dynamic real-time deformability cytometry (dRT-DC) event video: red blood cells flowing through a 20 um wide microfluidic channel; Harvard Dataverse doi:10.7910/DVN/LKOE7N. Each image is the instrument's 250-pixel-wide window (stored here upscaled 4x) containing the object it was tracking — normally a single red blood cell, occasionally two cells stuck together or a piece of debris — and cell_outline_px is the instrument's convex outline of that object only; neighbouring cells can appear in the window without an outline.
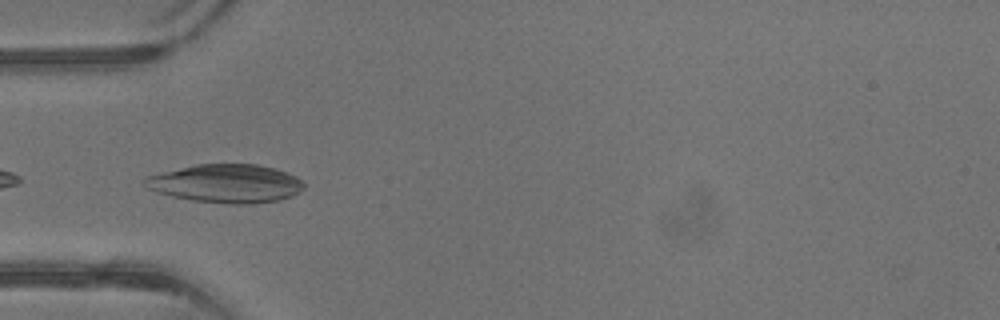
{"species": "common noctule bat (a hibernating species)", "species_latin": "Nyctalus noctula", "temperature_condition": "warm", "stored_images_in_passage": 41, "camera_frame_rate_fps": 3000, "um_per_image_px": 0.085, "animal": {"sex": "male", "body_mass_g": 13.3}, "frame": {"image": 1, "passage_image": 13, "time_ms": 4.0, "image_size_px": [1000, 320], "cell_outline_px": [[304, 188], [300, 192], [292, 196], [280, 200], [248, 204], [228, 204], [192, 200], [172, 196], [156, 192], [148, 188], [144, 180], [144, 176], [196, 164], [256, 164], [272, 168], [296, 176], [304, 184]], "centroid_in_image_um": [19.21, 15.6], "position_along_channel_um": 65.8, "area_um2": 35.55}}
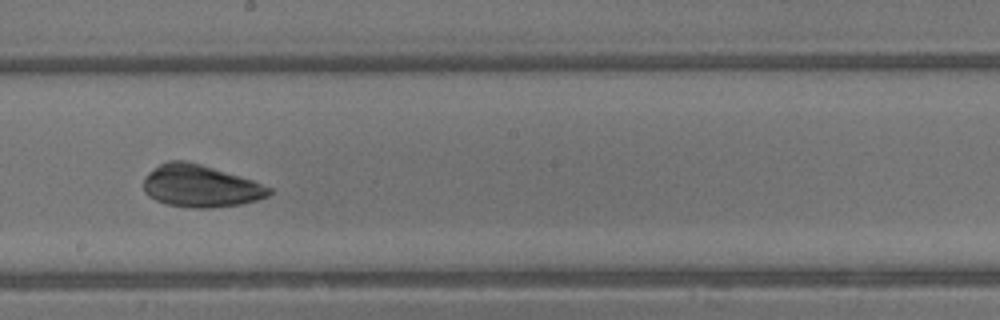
{"frame": {"image": 2, "passage_image": 23, "time_ms": 7.333, "image_size_px": [1000, 320], "cell_outline_px": [[272, 192], [268, 196], [256, 200], [240, 204], [212, 208], [192, 208], [168, 204], [156, 200], [148, 196], [144, 192], [144, 176], [148, 172], [160, 164], [168, 160], [184, 160], [200, 164], [240, 176], [252, 180], [272, 188]], "centroid_in_image_um": [17.02, 15.81], "position_along_channel_um": 231.2, "area_um2": 30.81}}
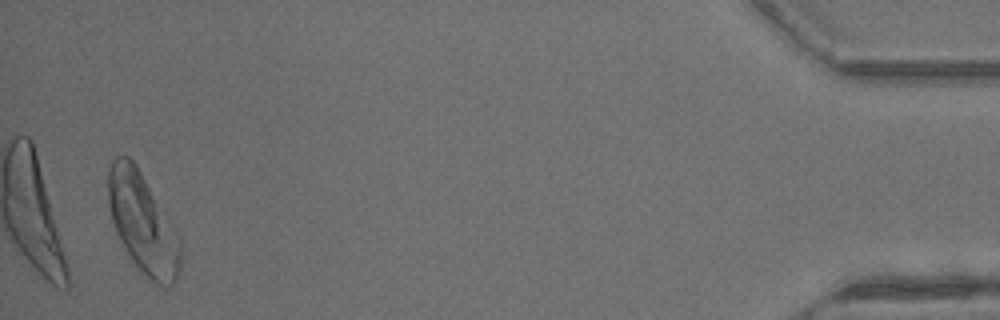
{"frame": {"image": 3, "passage_image": 40, "time_ms": 13.0, "image_size_px": [1000, 320], "cell_outline_px": [[180, 276], [172, 284], [156, 284], [140, 272], [124, 248], [116, 232], [112, 220], [108, 200], [108, 168], [112, 160], [116, 156], [128, 156], [136, 164], [176, 228], [180, 236]], "centroid_in_image_um": [12.14, 18.96], "position_along_channel_um": 423.1, "area_um2": 42.25}}